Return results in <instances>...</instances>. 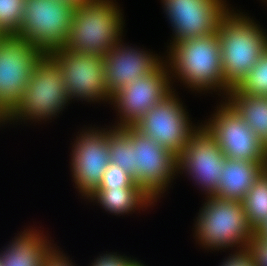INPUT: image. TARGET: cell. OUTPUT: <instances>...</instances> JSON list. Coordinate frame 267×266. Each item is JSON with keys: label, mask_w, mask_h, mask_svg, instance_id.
Here are the masks:
<instances>
[{"label": "cell", "mask_w": 267, "mask_h": 266, "mask_svg": "<svg viewBox=\"0 0 267 266\" xmlns=\"http://www.w3.org/2000/svg\"><path fill=\"white\" fill-rule=\"evenodd\" d=\"M165 53L167 55L163 57L169 68L173 90H176L173 84L178 80L192 94L217 92L216 95L224 100L230 89L223 77L217 32L172 43Z\"/></svg>", "instance_id": "cell-1"}, {"label": "cell", "mask_w": 267, "mask_h": 266, "mask_svg": "<svg viewBox=\"0 0 267 266\" xmlns=\"http://www.w3.org/2000/svg\"><path fill=\"white\" fill-rule=\"evenodd\" d=\"M257 22L247 12L233 6L220 19L217 35L223 77L229 89L236 88L242 82L267 50V29Z\"/></svg>", "instance_id": "cell-2"}, {"label": "cell", "mask_w": 267, "mask_h": 266, "mask_svg": "<svg viewBox=\"0 0 267 266\" xmlns=\"http://www.w3.org/2000/svg\"><path fill=\"white\" fill-rule=\"evenodd\" d=\"M204 197L205 201L196 214L198 216L192 228L196 245L205 248L207 253L248 249L256 232L249 225L242 202Z\"/></svg>", "instance_id": "cell-3"}, {"label": "cell", "mask_w": 267, "mask_h": 266, "mask_svg": "<svg viewBox=\"0 0 267 266\" xmlns=\"http://www.w3.org/2000/svg\"><path fill=\"white\" fill-rule=\"evenodd\" d=\"M68 105L70 100L61 67L49 53H43L33 68L21 101L4 118V125L42 124L59 117Z\"/></svg>", "instance_id": "cell-4"}, {"label": "cell", "mask_w": 267, "mask_h": 266, "mask_svg": "<svg viewBox=\"0 0 267 266\" xmlns=\"http://www.w3.org/2000/svg\"><path fill=\"white\" fill-rule=\"evenodd\" d=\"M122 11L116 0H89L75 6L64 47L78 53L105 56L124 37Z\"/></svg>", "instance_id": "cell-5"}, {"label": "cell", "mask_w": 267, "mask_h": 266, "mask_svg": "<svg viewBox=\"0 0 267 266\" xmlns=\"http://www.w3.org/2000/svg\"><path fill=\"white\" fill-rule=\"evenodd\" d=\"M176 92L173 90L132 126L178 157L202 122L191 121L184 101Z\"/></svg>", "instance_id": "cell-6"}, {"label": "cell", "mask_w": 267, "mask_h": 266, "mask_svg": "<svg viewBox=\"0 0 267 266\" xmlns=\"http://www.w3.org/2000/svg\"><path fill=\"white\" fill-rule=\"evenodd\" d=\"M75 5L60 0H25L18 38L48 53L68 41Z\"/></svg>", "instance_id": "cell-7"}, {"label": "cell", "mask_w": 267, "mask_h": 266, "mask_svg": "<svg viewBox=\"0 0 267 266\" xmlns=\"http://www.w3.org/2000/svg\"><path fill=\"white\" fill-rule=\"evenodd\" d=\"M60 65L70 103L108 104L112 95L105 82V56L70 51L65 47L48 52Z\"/></svg>", "instance_id": "cell-8"}, {"label": "cell", "mask_w": 267, "mask_h": 266, "mask_svg": "<svg viewBox=\"0 0 267 266\" xmlns=\"http://www.w3.org/2000/svg\"><path fill=\"white\" fill-rule=\"evenodd\" d=\"M44 52L15 35L0 39V115L5 118L21 101L36 62Z\"/></svg>", "instance_id": "cell-9"}, {"label": "cell", "mask_w": 267, "mask_h": 266, "mask_svg": "<svg viewBox=\"0 0 267 266\" xmlns=\"http://www.w3.org/2000/svg\"><path fill=\"white\" fill-rule=\"evenodd\" d=\"M95 126L79 129L70 144V174L83 200L98 188L110 164L108 125L106 128Z\"/></svg>", "instance_id": "cell-10"}, {"label": "cell", "mask_w": 267, "mask_h": 266, "mask_svg": "<svg viewBox=\"0 0 267 266\" xmlns=\"http://www.w3.org/2000/svg\"><path fill=\"white\" fill-rule=\"evenodd\" d=\"M216 106L210 118L201 122L214 137L225 157L267 165V146L226 101L221 99Z\"/></svg>", "instance_id": "cell-11"}, {"label": "cell", "mask_w": 267, "mask_h": 266, "mask_svg": "<svg viewBox=\"0 0 267 266\" xmlns=\"http://www.w3.org/2000/svg\"><path fill=\"white\" fill-rule=\"evenodd\" d=\"M121 129L134 145L136 184L156 202L160 201L161 196H166L164 193L173 185V180L177 179V157L133 126H124Z\"/></svg>", "instance_id": "cell-12"}, {"label": "cell", "mask_w": 267, "mask_h": 266, "mask_svg": "<svg viewBox=\"0 0 267 266\" xmlns=\"http://www.w3.org/2000/svg\"><path fill=\"white\" fill-rule=\"evenodd\" d=\"M173 91L169 68L163 60L151 73L137 78L112 95L109 102L117 113L111 127L134 125L155 104Z\"/></svg>", "instance_id": "cell-13"}, {"label": "cell", "mask_w": 267, "mask_h": 266, "mask_svg": "<svg viewBox=\"0 0 267 266\" xmlns=\"http://www.w3.org/2000/svg\"><path fill=\"white\" fill-rule=\"evenodd\" d=\"M225 160L214 137L201 125L177 157V177L185 174L194 186L203 191L202 194L214 196Z\"/></svg>", "instance_id": "cell-14"}, {"label": "cell", "mask_w": 267, "mask_h": 266, "mask_svg": "<svg viewBox=\"0 0 267 266\" xmlns=\"http://www.w3.org/2000/svg\"><path fill=\"white\" fill-rule=\"evenodd\" d=\"M226 1L161 0L165 18L172 29L170 43L166 47L178 41L216 33L220 19L232 7Z\"/></svg>", "instance_id": "cell-15"}, {"label": "cell", "mask_w": 267, "mask_h": 266, "mask_svg": "<svg viewBox=\"0 0 267 266\" xmlns=\"http://www.w3.org/2000/svg\"><path fill=\"white\" fill-rule=\"evenodd\" d=\"M123 39L107 52L105 62V82L111 95L137 78L151 73L164 57L147 48L128 45Z\"/></svg>", "instance_id": "cell-16"}, {"label": "cell", "mask_w": 267, "mask_h": 266, "mask_svg": "<svg viewBox=\"0 0 267 266\" xmlns=\"http://www.w3.org/2000/svg\"><path fill=\"white\" fill-rule=\"evenodd\" d=\"M29 227V228H28ZM0 249L2 266H43L45 258L57 246L54 240L34 226H28ZM37 228V229H36ZM50 239V240H49Z\"/></svg>", "instance_id": "cell-17"}, {"label": "cell", "mask_w": 267, "mask_h": 266, "mask_svg": "<svg viewBox=\"0 0 267 266\" xmlns=\"http://www.w3.org/2000/svg\"><path fill=\"white\" fill-rule=\"evenodd\" d=\"M94 203L92 205L101 206L108 214L120 217L146 211L156 205V201L151 198L142 188H97L85 201Z\"/></svg>", "instance_id": "cell-18"}, {"label": "cell", "mask_w": 267, "mask_h": 266, "mask_svg": "<svg viewBox=\"0 0 267 266\" xmlns=\"http://www.w3.org/2000/svg\"><path fill=\"white\" fill-rule=\"evenodd\" d=\"M265 169H267L265 163L226 158L214 197L242 202Z\"/></svg>", "instance_id": "cell-19"}, {"label": "cell", "mask_w": 267, "mask_h": 266, "mask_svg": "<svg viewBox=\"0 0 267 266\" xmlns=\"http://www.w3.org/2000/svg\"><path fill=\"white\" fill-rule=\"evenodd\" d=\"M224 100L267 146V96L248 94L231 88Z\"/></svg>", "instance_id": "cell-20"}, {"label": "cell", "mask_w": 267, "mask_h": 266, "mask_svg": "<svg viewBox=\"0 0 267 266\" xmlns=\"http://www.w3.org/2000/svg\"><path fill=\"white\" fill-rule=\"evenodd\" d=\"M242 204L249 225L256 232L267 222V169L256 179Z\"/></svg>", "instance_id": "cell-21"}, {"label": "cell", "mask_w": 267, "mask_h": 266, "mask_svg": "<svg viewBox=\"0 0 267 266\" xmlns=\"http://www.w3.org/2000/svg\"><path fill=\"white\" fill-rule=\"evenodd\" d=\"M109 161L128 173L136 183V166L133 165L134 145L121 129L108 126Z\"/></svg>", "instance_id": "cell-22"}, {"label": "cell", "mask_w": 267, "mask_h": 266, "mask_svg": "<svg viewBox=\"0 0 267 266\" xmlns=\"http://www.w3.org/2000/svg\"><path fill=\"white\" fill-rule=\"evenodd\" d=\"M236 89L248 94L267 96V50Z\"/></svg>", "instance_id": "cell-23"}, {"label": "cell", "mask_w": 267, "mask_h": 266, "mask_svg": "<svg viewBox=\"0 0 267 266\" xmlns=\"http://www.w3.org/2000/svg\"><path fill=\"white\" fill-rule=\"evenodd\" d=\"M25 0H0V31L15 35L21 26Z\"/></svg>", "instance_id": "cell-24"}, {"label": "cell", "mask_w": 267, "mask_h": 266, "mask_svg": "<svg viewBox=\"0 0 267 266\" xmlns=\"http://www.w3.org/2000/svg\"><path fill=\"white\" fill-rule=\"evenodd\" d=\"M98 188H141L134 179L119 166L110 163Z\"/></svg>", "instance_id": "cell-25"}, {"label": "cell", "mask_w": 267, "mask_h": 266, "mask_svg": "<svg viewBox=\"0 0 267 266\" xmlns=\"http://www.w3.org/2000/svg\"><path fill=\"white\" fill-rule=\"evenodd\" d=\"M133 258L119 252H108L100 254L91 261L88 266H126Z\"/></svg>", "instance_id": "cell-26"}, {"label": "cell", "mask_w": 267, "mask_h": 266, "mask_svg": "<svg viewBox=\"0 0 267 266\" xmlns=\"http://www.w3.org/2000/svg\"><path fill=\"white\" fill-rule=\"evenodd\" d=\"M228 254L219 266H257L255 256L249 249Z\"/></svg>", "instance_id": "cell-27"}, {"label": "cell", "mask_w": 267, "mask_h": 266, "mask_svg": "<svg viewBox=\"0 0 267 266\" xmlns=\"http://www.w3.org/2000/svg\"><path fill=\"white\" fill-rule=\"evenodd\" d=\"M248 249L254 254L257 266H267V240L255 233Z\"/></svg>", "instance_id": "cell-28"}, {"label": "cell", "mask_w": 267, "mask_h": 266, "mask_svg": "<svg viewBox=\"0 0 267 266\" xmlns=\"http://www.w3.org/2000/svg\"><path fill=\"white\" fill-rule=\"evenodd\" d=\"M59 248V246H56L51 251V253L45 258L43 266H77L70 256Z\"/></svg>", "instance_id": "cell-29"}, {"label": "cell", "mask_w": 267, "mask_h": 266, "mask_svg": "<svg viewBox=\"0 0 267 266\" xmlns=\"http://www.w3.org/2000/svg\"><path fill=\"white\" fill-rule=\"evenodd\" d=\"M256 233L262 238L267 240V222L259 229L256 231Z\"/></svg>", "instance_id": "cell-30"}, {"label": "cell", "mask_w": 267, "mask_h": 266, "mask_svg": "<svg viewBox=\"0 0 267 266\" xmlns=\"http://www.w3.org/2000/svg\"><path fill=\"white\" fill-rule=\"evenodd\" d=\"M142 260H137L136 257H133V259L126 265V266H148L145 265V262H141Z\"/></svg>", "instance_id": "cell-31"}, {"label": "cell", "mask_w": 267, "mask_h": 266, "mask_svg": "<svg viewBox=\"0 0 267 266\" xmlns=\"http://www.w3.org/2000/svg\"><path fill=\"white\" fill-rule=\"evenodd\" d=\"M60 1H64V2H67L71 5L78 6V5L84 4L85 2H87L89 0H60Z\"/></svg>", "instance_id": "cell-32"}, {"label": "cell", "mask_w": 267, "mask_h": 266, "mask_svg": "<svg viewBox=\"0 0 267 266\" xmlns=\"http://www.w3.org/2000/svg\"><path fill=\"white\" fill-rule=\"evenodd\" d=\"M4 126V118L0 115V127Z\"/></svg>", "instance_id": "cell-33"}, {"label": "cell", "mask_w": 267, "mask_h": 266, "mask_svg": "<svg viewBox=\"0 0 267 266\" xmlns=\"http://www.w3.org/2000/svg\"><path fill=\"white\" fill-rule=\"evenodd\" d=\"M4 36V34L0 31V39Z\"/></svg>", "instance_id": "cell-34"}, {"label": "cell", "mask_w": 267, "mask_h": 266, "mask_svg": "<svg viewBox=\"0 0 267 266\" xmlns=\"http://www.w3.org/2000/svg\"><path fill=\"white\" fill-rule=\"evenodd\" d=\"M262 2H264V4L266 3V6H267V0H261Z\"/></svg>", "instance_id": "cell-35"}]
</instances>
